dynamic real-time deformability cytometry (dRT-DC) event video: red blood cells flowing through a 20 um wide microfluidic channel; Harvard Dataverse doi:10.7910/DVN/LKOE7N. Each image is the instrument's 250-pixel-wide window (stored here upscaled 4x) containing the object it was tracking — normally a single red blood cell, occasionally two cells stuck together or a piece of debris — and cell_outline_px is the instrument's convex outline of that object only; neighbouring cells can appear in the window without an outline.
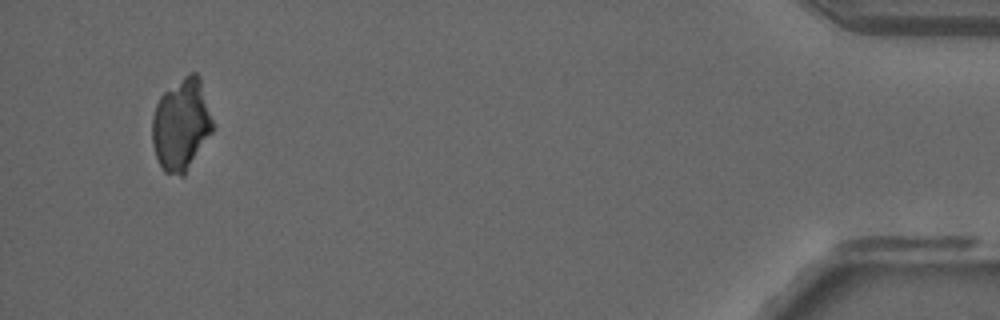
{"species": "common noctule bat (a hibernating species)", "species_latin": "Nyctalus noctula", "temperature_condition": "room temperature", "stored_images_in_passage": 48, "camera_frame_rate_fps": 3000, "um_per_image_px": 0.085, "animal": {"sex": "male", "forearm_length_mm": 52.5}, "frame": {"image": 1, "passage_image": 46, "time_ms": 15.0, "image_size_px": [1000, 320], "cell_outline_px": [[212, 132], [184, 176], [180, 176], [164, 172], [156, 156], [152, 144], [152, 116], [156, 104], [160, 96], [164, 92], [188, 72], [196, 72], [200, 76], [212, 120]], "centroid_in_image_um": [15.39, 10.58], "position_along_channel_um": 419.8, "area_um2": 32.37}}